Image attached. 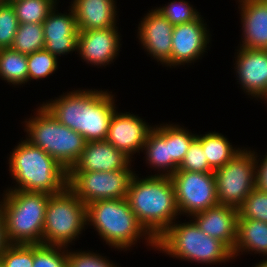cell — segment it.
I'll return each mask as SVG.
<instances>
[{"label":"cell","instance_id":"6da1fadb","mask_svg":"<svg viewBox=\"0 0 267 267\" xmlns=\"http://www.w3.org/2000/svg\"><path fill=\"white\" fill-rule=\"evenodd\" d=\"M116 95L108 89H75L41 105L61 124L81 134L86 142L106 140Z\"/></svg>","mask_w":267,"mask_h":267},{"label":"cell","instance_id":"7a4b0ae2","mask_svg":"<svg viewBox=\"0 0 267 267\" xmlns=\"http://www.w3.org/2000/svg\"><path fill=\"white\" fill-rule=\"evenodd\" d=\"M134 174L126 200L145 230L156 240L179 217L170 176Z\"/></svg>","mask_w":267,"mask_h":267},{"label":"cell","instance_id":"3957f363","mask_svg":"<svg viewBox=\"0 0 267 267\" xmlns=\"http://www.w3.org/2000/svg\"><path fill=\"white\" fill-rule=\"evenodd\" d=\"M9 173L14 180L6 190L44 192L50 195L61 193L68 187V172L44 150L22 140L10 151Z\"/></svg>","mask_w":267,"mask_h":267},{"label":"cell","instance_id":"277c9868","mask_svg":"<svg viewBox=\"0 0 267 267\" xmlns=\"http://www.w3.org/2000/svg\"><path fill=\"white\" fill-rule=\"evenodd\" d=\"M86 217L87 227L93 226L109 248L127 251L143 239L147 249H156V240L138 221L126 198L89 203Z\"/></svg>","mask_w":267,"mask_h":267},{"label":"cell","instance_id":"5b68a950","mask_svg":"<svg viewBox=\"0 0 267 267\" xmlns=\"http://www.w3.org/2000/svg\"><path fill=\"white\" fill-rule=\"evenodd\" d=\"M179 222L175 221L156 239L155 251L173 259L206 265L226 264L234 259L223 242L201 231L192 219Z\"/></svg>","mask_w":267,"mask_h":267},{"label":"cell","instance_id":"8992f818","mask_svg":"<svg viewBox=\"0 0 267 267\" xmlns=\"http://www.w3.org/2000/svg\"><path fill=\"white\" fill-rule=\"evenodd\" d=\"M3 212L9 244H42L48 193L3 190Z\"/></svg>","mask_w":267,"mask_h":267},{"label":"cell","instance_id":"52a82bcc","mask_svg":"<svg viewBox=\"0 0 267 267\" xmlns=\"http://www.w3.org/2000/svg\"><path fill=\"white\" fill-rule=\"evenodd\" d=\"M33 114L22 122L25 126V140L44 150L69 172L84 150V137L61 124L41 102Z\"/></svg>","mask_w":267,"mask_h":267},{"label":"cell","instance_id":"ba28073f","mask_svg":"<svg viewBox=\"0 0 267 267\" xmlns=\"http://www.w3.org/2000/svg\"><path fill=\"white\" fill-rule=\"evenodd\" d=\"M86 227V205L68 187L49 197L42 244L70 248Z\"/></svg>","mask_w":267,"mask_h":267},{"label":"cell","instance_id":"9c48e42d","mask_svg":"<svg viewBox=\"0 0 267 267\" xmlns=\"http://www.w3.org/2000/svg\"><path fill=\"white\" fill-rule=\"evenodd\" d=\"M255 150L242 149L223 167L214 170L219 204L239 208L256 187Z\"/></svg>","mask_w":267,"mask_h":267},{"label":"cell","instance_id":"30bf717a","mask_svg":"<svg viewBox=\"0 0 267 267\" xmlns=\"http://www.w3.org/2000/svg\"><path fill=\"white\" fill-rule=\"evenodd\" d=\"M131 163L111 172H68V188L85 204L98 200L127 197L130 182L136 171Z\"/></svg>","mask_w":267,"mask_h":267},{"label":"cell","instance_id":"8fae6325","mask_svg":"<svg viewBox=\"0 0 267 267\" xmlns=\"http://www.w3.org/2000/svg\"><path fill=\"white\" fill-rule=\"evenodd\" d=\"M170 178L180 216L190 218L219 204L214 173L176 171Z\"/></svg>","mask_w":267,"mask_h":267},{"label":"cell","instance_id":"7c38bea8","mask_svg":"<svg viewBox=\"0 0 267 267\" xmlns=\"http://www.w3.org/2000/svg\"><path fill=\"white\" fill-rule=\"evenodd\" d=\"M200 16L195 21L174 26L172 34L171 68L192 65L201 60L211 44V34L206 20ZM205 21V22H204Z\"/></svg>","mask_w":267,"mask_h":267},{"label":"cell","instance_id":"4fadbf2b","mask_svg":"<svg viewBox=\"0 0 267 267\" xmlns=\"http://www.w3.org/2000/svg\"><path fill=\"white\" fill-rule=\"evenodd\" d=\"M138 24L137 37L142 49L144 48L148 56L163 65L171 68L172 25L155 8L148 10Z\"/></svg>","mask_w":267,"mask_h":267},{"label":"cell","instance_id":"5bb4252c","mask_svg":"<svg viewBox=\"0 0 267 267\" xmlns=\"http://www.w3.org/2000/svg\"><path fill=\"white\" fill-rule=\"evenodd\" d=\"M237 49L233 68L237 84L250 99L259 102L267 92V50L244 47Z\"/></svg>","mask_w":267,"mask_h":267},{"label":"cell","instance_id":"9a60e30c","mask_svg":"<svg viewBox=\"0 0 267 267\" xmlns=\"http://www.w3.org/2000/svg\"><path fill=\"white\" fill-rule=\"evenodd\" d=\"M143 120L138 114L118 112L117 109L109 123L106 140L132 161L134 154L142 153L148 134L154 128Z\"/></svg>","mask_w":267,"mask_h":267},{"label":"cell","instance_id":"2e32d148","mask_svg":"<svg viewBox=\"0 0 267 267\" xmlns=\"http://www.w3.org/2000/svg\"><path fill=\"white\" fill-rule=\"evenodd\" d=\"M117 26L96 30H83L78 34L77 55L86 64L102 68L114 63L120 53L121 34Z\"/></svg>","mask_w":267,"mask_h":267},{"label":"cell","instance_id":"e0dca14e","mask_svg":"<svg viewBox=\"0 0 267 267\" xmlns=\"http://www.w3.org/2000/svg\"><path fill=\"white\" fill-rule=\"evenodd\" d=\"M58 5L42 24L44 48L59 58V56L77 52L79 30L73 9L69 6V13H61L58 11Z\"/></svg>","mask_w":267,"mask_h":267},{"label":"cell","instance_id":"ac0fdd59","mask_svg":"<svg viewBox=\"0 0 267 267\" xmlns=\"http://www.w3.org/2000/svg\"><path fill=\"white\" fill-rule=\"evenodd\" d=\"M201 231L223 242L233 251L238 229V209L218 204L190 217Z\"/></svg>","mask_w":267,"mask_h":267},{"label":"cell","instance_id":"d6986e66","mask_svg":"<svg viewBox=\"0 0 267 267\" xmlns=\"http://www.w3.org/2000/svg\"><path fill=\"white\" fill-rule=\"evenodd\" d=\"M131 162L107 140L89 141L69 172H111L125 169Z\"/></svg>","mask_w":267,"mask_h":267},{"label":"cell","instance_id":"ffe728a7","mask_svg":"<svg viewBox=\"0 0 267 267\" xmlns=\"http://www.w3.org/2000/svg\"><path fill=\"white\" fill-rule=\"evenodd\" d=\"M241 20L239 47L267 50V0H237Z\"/></svg>","mask_w":267,"mask_h":267},{"label":"cell","instance_id":"44dd1931","mask_svg":"<svg viewBox=\"0 0 267 267\" xmlns=\"http://www.w3.org/2000/svg\"><path fill=\"white\" fill-rule=\"evenodd\" d=\"M70 3L79 31L110 28L119 24L116 0H72Z\"/></svg>","mask_w":267,"mask_h":267},{"label":"cell","instance_id":"7402d4cb","mask_svg":"<svg viewBox=\"0 0 267 267\" xmlns=\"http://www.w3.org/2000/svg\"><path fill=\"white\" fill-rule=\"evenodd\" d=\"M146 166L154 169L157 176H171L178 170V165L169 158V144H167V122L154 126L149 132L142 151Z\"/></svg>","mask_w":267,"mask_h":267},{"label":"cell","instance_id":"603a6c76","mask_svg":"<svg viewBox=\"0 0 267 267\" xmlns=\"http://www.w3.org/2000/svg\"><path fill=\"white\" fill-rule=\"evenodd\" d=\"M247 252L267 257V223L253 219H238L237 239L232 255L236 258Z\"/></svg>","mask_w":267,"mask_h":267},{"label":"cell","instance_id":"cb8c5ba5","mask_svg":"<svg viewBox=\"0 0 267 267\" xmlns=\"http://www.w3.org/2000/svg\"><path fill=\"white\" fill-rule=\"evenodd\" d=\"M205 133L197 134L196 139L202 144L208 164L213 170L223 167L242 149L234 147L222 133L216 131Z\"/></svg>","mask_w":267,"mask_h":267},{"label":"cell","instance_id":"d4e9b609","mask_svg":"<svg viewBox=\"0 0 267 267\" xmlns=\"http://www.w3.org/2000/svg\"><path fill=\"white\" fill-rule=\"evenodd\" d=\"M0 79L14 87L27 84V55L11 48L0 49Z\"/></svg>","mask_w":267,"mask_h":267},{"label":"cell","instance_id":"484cf974","mask_svg":"<svg viewBox=\"0 0 267 267\" xmlns=\"http://www.w3.org/2000/svg\"><path fill=\"white\" fill-rule=\"evenodd\" d=\"M45 40L42 23L19 24L11 49L22 54H31L44 49Z\"/></svg>","mask_w":267,"mask_h":267},{"label":"cell","instance_id":"4316f807","mask_svg":"<svg viewBox=\"0 0 267 267\" xmlns=\"http://www.w3.org/2000/svg\"><path fill=\"white\" fill-rule=\"evenodd\" d=\"M58 3L56 0H18L11 5L19 23L24 24L43 23Z\"/></svg>","mask_w":267,"mask_h":267},{"label":"cell","instance_id":"83f0119b","mask_svg":"<svg viewBox=\"0 0 267 267\" xmlns=\"http://www.w3.org/2000/svg\"><path fill=\"white\" fill-rule=\"evenodd\" d=\"M197 134L190 132L183 125L168 123L167 124V144H169V158L178 166L184 159L189 145L196 138Z\"/></svg>","mask_w":267,"mask_h":267},{"label":"cell","instance_id":"f1b7e54d","mask_svg":"<svg viewBox=\"0 0 267 267\" xmlns=\"http://www.w3.org/2000/svg\"><path fill=\"white\" fill-rule=\"evenodd\" d=\"M59 58L45 48L27 55L28 82L53 76L59 67Z\"/></svg>","mask_w":267,"mask_h":267},{"label":"cell","instance_id":"f546056e","mask_svg":"<svg viewBox=\"0 0 267 267\" xmlns=\"http://www.w3.org/2000/svg\"><path fill=\"white\" fill-rule=\"evenodd\" d=\"M32 267H68L67 248L55 245L33 244Z\"/></svg>","mask_w":267,"mask_h":267},{"label":"cell","instance_id":"4dcf8cb0","mask_svg":"<svg viewBox=\"0 0 267 267\" xmlns=\"http://www.w3.org/2000/svg\"><path fill=\"white\" fill-rule=\"evenodd\" d=\"M153 8L158 10L174 26L195 21L201 16L200 12L186 0H172L167 5Z\"/></svg>","mask_w":267,"mask_h":267},{"label":"cell","instance_id":"1f68e13d","mask_svg":"<svg viewBox=\"0 0 267 267\" xmlns=\"http://www.w3.org/2000/svg\"><path fill=\"white\" fill-rule=\"evenodd\" d=\"M238 219H253L267 223V192L255 187L238 208Z\"/></svg>","mask_w":267,"mask_h":267},{"label":"cell","instance_id":"d6a6232c","mask_svg":"<svg viewBox=\"0 0 267 267\" xmlns=\"http://www.w3.org/2000/svg\"><path fill=\"white\" fill-rule=\"evenodd\" d=\"M3 267H32L33 244H9L2 253Z\"/></svg>","mask_w":267,"mask_h":267},{"label":"cell","instance_id":"836d02e7","mask_svg":"<svg viewBox=\"0 0 267 267\" xmlns=\"http://www.w3.org/2000/svg\"><path fill=\"white\" fill-rule=\"evenodd\" d=\"M204 153L202 144L195 138L189 145L188 151L177 171L214 173Z\"/></svg>","mask_w":267,"mask_h":267},{"label":"cell","instance_id":"e575fe53","mask_svg":"<svg viewBox=\"0 0 267 267\" xmlns=\"http://www.w3.org/2000/svg\"><path fill=\"white\" fill-rule=\"evenodd\" d=\"M108 258V259H107ZM68 267H119L109 257L93 251L67 249ZM114 262V263H113Z\"/></svg>","mask_w":267,"mask_h":267},{"label":"cell","instance_id":"d590c367","mask_svg":"<svg viewBox=\"0 0 267 267\" xmlns=\"http://www.w3.org/2000/svg\"><path fill=\"white\" fill-rule=\"evenodd\" d=\"M19 24L11 4H4L0 7V49L11 47Z\"/></svg>","mask_w":267,"mask_h":267},{"label":"cell","instance_id":"8d00e7d4","mask_svg":"<svg viewBox=\"0 0 267 267\" xmlns=\"http://www.w3.org/2000/svg\"><path fill=\"white\" fill-rule=\"evenodd\" d=\"M256 151V187L261 191L267 192V152L260 157L258 154L261 153H257Z\"/></svg>","mask_w":267,"mask_h":267},{"label":"cell","instance_id":"74e56055","mask_svg":"<svg viewBox=\"0 0 267 267\" xmlns=\"http://www.w3.org/2000/svg\"><path fill=\"white\" fill-rule=\"evenodd\" d=\"M8 245H9V242L6 237L4 216H3V212L0 207V258L2 256V253L5 251Z\"/></svg>","mask_w":267,"mask_h":267},{"label":"cell","instance_id":"f35d334b","mask_svg":"<svg viewBox=\"0 0 267 267\" xmlns=\"http://www.w3.org/2000/svg\"><path fill=\"white\" fill-rule=\"evenodd\" d=\"M254 267H267V258H263V260L261 259V261L256 263Z\"/></svg>","mask_w":267,"mask_h":267},{"label":"cell","instance_id":"ab89813d","mask_svg":"<svg viewBox=\"0 0 267 267\" xmlns=\"http://www.w3.org/2000/svg\"><path fill=\"white\" fill-rule=\"evenodd\" d=\"M260 100L265 101L264 104L267 105V92Z\"/></svg>","mask_w":267,"mask_h":267},{"label":"cell","instance_id":"60d3db41","mask_svg":"<svg viewBox=\"0 0 267 267\" xmlns=\"http://www.w3.org/2000/svg\"><path fill=\"white\" fill-rule=\"evenodd\" d=\"M15 1H18V0H5V3H6V4H12V3H14Z\"/></svg>","mask_w":267,"mask_h":267},{"label":"cell","instance_id":"b9f144b4","mask_svg":"<svg viewBox=\"0 0 267 267\" xmlns=\"http://www.w3.org/2000/svg\"><path fill=\"white\" fill-rule=\"evenodd\" d=\"M5 3V0H0V7L3 6Z\"/></svg>","mask_w":267,"mask_h":267}]
</instances>
